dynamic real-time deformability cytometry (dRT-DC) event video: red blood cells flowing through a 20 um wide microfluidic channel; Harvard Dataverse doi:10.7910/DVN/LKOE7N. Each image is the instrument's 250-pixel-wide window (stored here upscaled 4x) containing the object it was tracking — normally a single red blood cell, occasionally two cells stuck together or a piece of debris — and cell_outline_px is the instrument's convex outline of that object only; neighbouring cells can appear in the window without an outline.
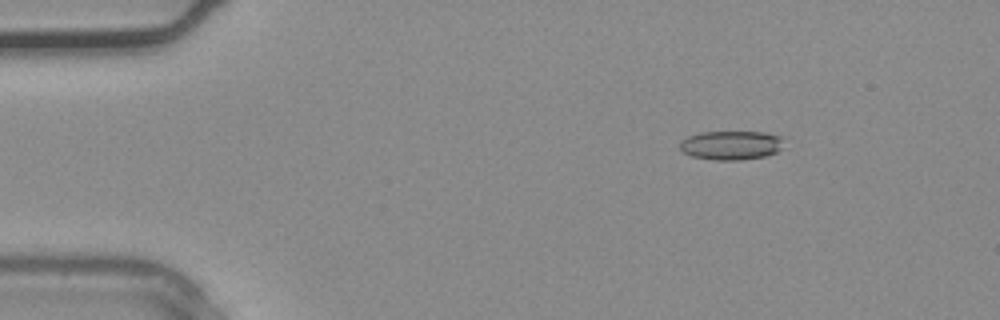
{"species": "common noctule bat (a hibernating species)", "species_latin": "Nyctalus noctula", "temperature_condition": "warm", "stored_images_in_passage": 4, "camera_frame_rate_fps": 3000, "um_per_image_px": 0.085, "animal": {"sex": "male", "body_mass_g": 20.4}, "frame": {"image": 1, "passage_image": 4, "time_ms": 1.0, "image_size_px": [1000, 320], "cell_outline_px": [[784, 148], [776, 152], [764, 156], [740, 160], [712, 160], [692, 156], [684, 152], [680, 148], [680, 140], [688, 136], [704, 132], [764, 132], [784, 136]], "centroid_in_image_um": [62.2, 12.34], "position_along_channel_um": 22.8, "area_um2": 17.8}}